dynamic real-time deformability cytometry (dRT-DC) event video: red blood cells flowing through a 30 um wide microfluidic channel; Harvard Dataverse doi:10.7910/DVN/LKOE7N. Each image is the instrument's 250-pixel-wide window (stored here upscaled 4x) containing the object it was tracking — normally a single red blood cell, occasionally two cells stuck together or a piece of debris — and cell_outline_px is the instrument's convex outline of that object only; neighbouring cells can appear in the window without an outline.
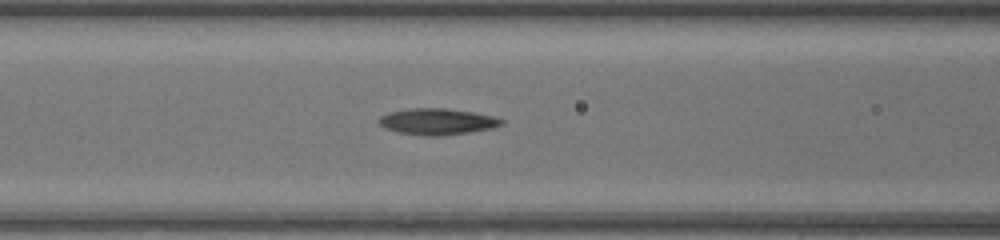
{"species": "common noctule bat (a hibernating species)", "species_latin": "Nyctalus noctula", "temperature_condition": "warm", "stored_images_in_passage": 40, "camera_frame_rate_fps": 3000, "um_per_image_px": 0.085, "animal": {"sex": "female", "body_mass_g": 17.0, "forearm_length_mm": 48.0}, "frame": {"image": 1, "passage_image": 18, "time_ms": 5.667, "image_size_px": [1000, 240], "cell_outline_px": [[504, 124], [492, 128], [444, 136], [424, 136], [396, 132], [384, 128], [376, 120], [380, 116], [388, 112], [408, 108], [444, 108], [472, 112], [492, 116], [504, 120]], "centroid_in_image_um": [37.11, 10.34], "position_along_channel_um": 129.5, "area_um2": 18.96}}
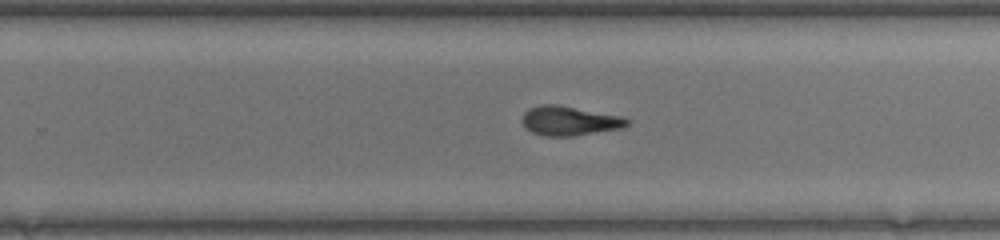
{"frame": {"image": 2, "passage_image": 28, "time_ms": 9.0, "image_size_px": [1000, 240], "cell_outline_px": [[632, 120], [624, 128], [572, 136], [544, 136], [532, 132], [524, 128], [520, 120], [524, 112], [528, 108], [540, 104], [560, 104], [620, 116]], "centroid_in_image_um": [48.37, 10.26], "position_along_channel_um": 281.4, "area_um2": 18.32}}
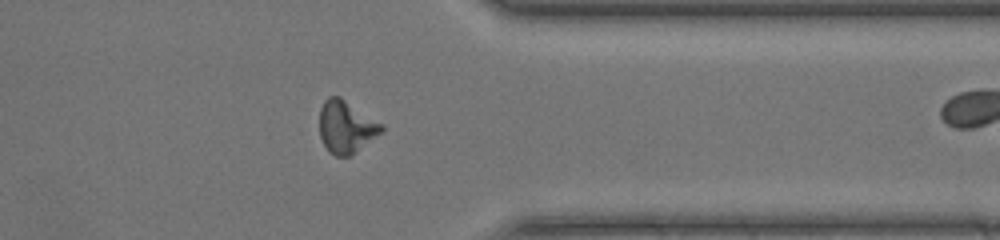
{"frame": {"image": 3, "passage_image": 35, "time_ms": 11.333, "image_size_px": [1000, 240], "cell_outline_px": [[384, 132], [348, 156], [336, 156], [328, 152], [320, 136], [320, 108], [324, 100], [328, 96], [340, 96], [384, 124]], "centroid_in_image_um": [29.44, 10.76], "position_along_channel_um": 382.0, "area_um2": 19.07}}